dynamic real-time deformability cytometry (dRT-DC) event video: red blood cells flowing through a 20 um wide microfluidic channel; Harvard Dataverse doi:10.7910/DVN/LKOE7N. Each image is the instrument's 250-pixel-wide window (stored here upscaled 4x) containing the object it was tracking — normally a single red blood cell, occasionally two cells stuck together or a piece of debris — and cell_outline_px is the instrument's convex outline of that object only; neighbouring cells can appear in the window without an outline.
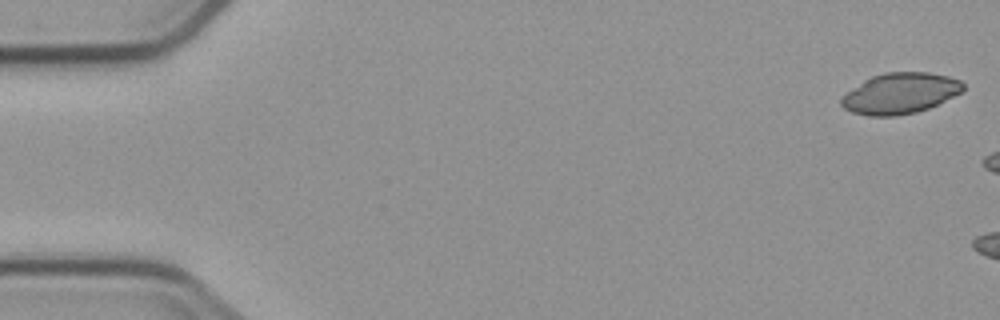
{"species": "common noctule bat (a hibernating species)", "species_latin": "Nyctalus noctula", "temperature_condition": "cold", "stored_images_in_passage": 3, "camera_frame_rate_fps": 3000, "um_per_image_px": 0.085, "animal": {"sex": "male", "body_mass_g": 23.1, "forearm_length_mm": 52.7}, "frame": {"image": 1, "passage_image": 1, "time_ms": 0.0, "image_size_px": [1000, 320], "cell_outline_px": [[964, 88], [960, 92], [928, 108], [916, 112], [896, 116], [868, 116], [852, 112], [844, 108], [840, 104], [840, 96], [864, 80], [872, 76], [884, 72], [928, 72], [948, 76], [960, 80], [964, 84]], "centroid_in_image_um": [76.46, 7.93], "position_along_channel_um": 8.5, "area_um2": 28.9}}